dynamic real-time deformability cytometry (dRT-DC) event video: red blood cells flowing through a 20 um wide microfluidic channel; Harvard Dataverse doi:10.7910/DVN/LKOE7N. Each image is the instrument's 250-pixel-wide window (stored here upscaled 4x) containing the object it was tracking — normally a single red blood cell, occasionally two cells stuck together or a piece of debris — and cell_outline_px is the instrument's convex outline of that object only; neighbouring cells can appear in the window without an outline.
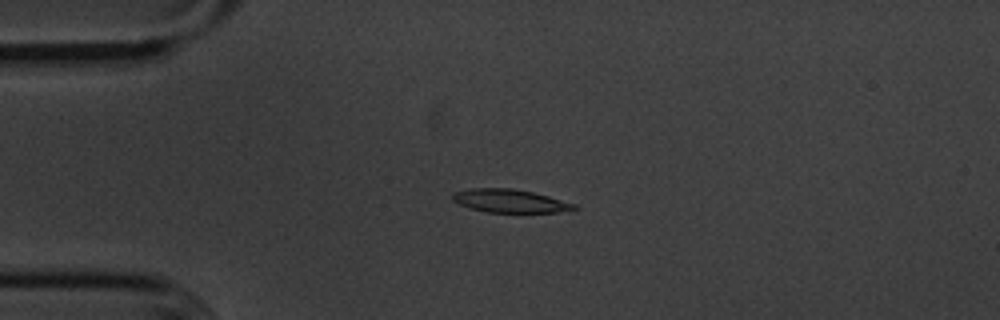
{"species": "common noctule bat (a hibernating species)", "species_latin": "Nyctalus noctula", "temperature_condition": "cold", "stored_images_in_passage": 55, "camera_frame_rate_fps": 3000, "um_per_image_px": 0.085, "animal": {"sex": "male", "body_mass_g": 20.1, "forearm_length_mm": 53.5}, "frame": {"image": 1, "passage_image": 13, "time_ms": 4.0, "image_size_px": [1000, 320], "cell_outline_px": [[580, 208], [556, 212], [488, 212], [472, 208], [460, 204], [452, 200], [452, 196], [456, 192], [468, 188], [512, 188], [532, 192], [548, 196], [576, 204]], "centroid_in_image_um": [43.36, 17.07], "position_along_channel_um": 41.6, "area_um2": 16.24}}
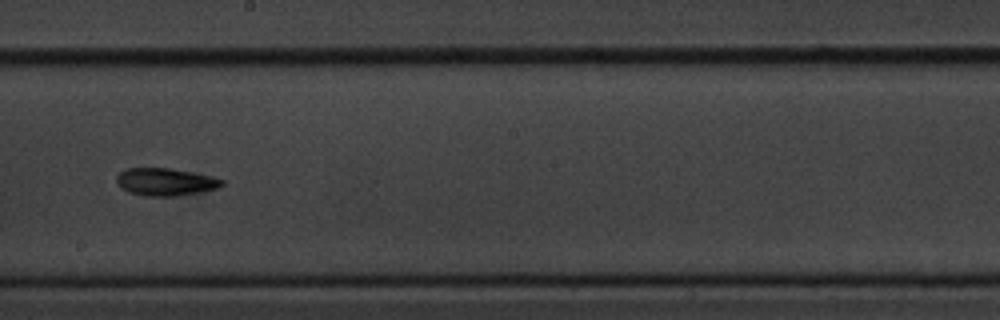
{"frame": {"image": 2, "passage_image": 31, "time_ms": 10.0, "image_size_px": [1000, 320], "cell_outline_px": [[224, 184], [220, 188], [200, 192], [176, 196], [144, 196], [128, 192], [120, 188], [116, 184], [116, 176], [124, 168], [168, 168], [212, 176], [224, 180]], "centroid_in_image_um": [14.03, 15.47], "position_along_channel_um": 234.2, "area_um2": 17.11}}
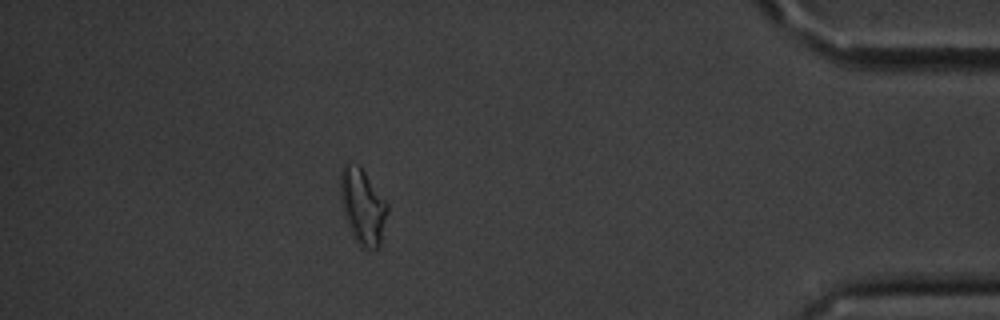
{"frame": {"image": 3, "passage_image": 49, "time_ms": 16.0, "image_size_px": [1000, 320], "cell_outline_px": [[388, 212], [380, 244], [376, 248], [360, 248], [356, 244], [352, 236], [344, 216], [340, 204], [340, 168], [344, 160], [356, 164], [364, 172], [388, 204]], "centroid_in_image_um": [30.78, 17.54], "position_along_channel_um": 404.4, "area_um2": 21.04}, "authors_computed_cell_mechanics": {"area_um2": 16.5308, "velocity_mm_per_s": 3.5835, "shape_relaxation_time_tau1_ms": 3.3566, "shape_relaxation_time_tau2_ms": 7.0123, "deformation_change_tau1": 0.1581, "deformation_change_tau2": 0.1569}}